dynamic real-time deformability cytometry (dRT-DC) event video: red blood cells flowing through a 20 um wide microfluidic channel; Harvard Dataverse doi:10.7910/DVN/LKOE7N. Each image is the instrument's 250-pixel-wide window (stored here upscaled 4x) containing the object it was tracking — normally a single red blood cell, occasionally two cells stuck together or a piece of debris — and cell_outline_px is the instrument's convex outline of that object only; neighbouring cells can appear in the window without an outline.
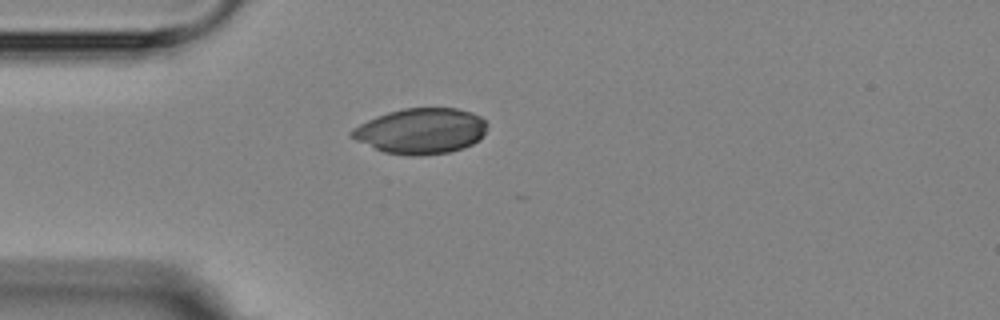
{"species": "Egyptian fruit bat (a non-hibernating species)", "species_latin": "Rousettus aegyptiacus", "temperature_condition": "room temperature", "stored_images_in_passage": 1, "camera_frame_rate_fps": 3000, "um_per_image_px": 0.085, "animal": {"sex": "female"}, "frame": {"image": 1, "passage_image": 1, "time_ms": 0.0, "image_size_px": [1000, 320], "cell_outline_px": [[488, 124], [480, 140], [464, 148], [448, 152], [420, 156], [404, 156], [384, 152], [356, 140], [348, 136], [348, 132], [352, 128], [376, 116], [388, 112], [404, 108], [456, 108], [472, 112], [480, 116]], "centroid_in_image_um": [35.77, 11.14], "position_along_channel_um": 49.2, "area_um2": 36.24}}